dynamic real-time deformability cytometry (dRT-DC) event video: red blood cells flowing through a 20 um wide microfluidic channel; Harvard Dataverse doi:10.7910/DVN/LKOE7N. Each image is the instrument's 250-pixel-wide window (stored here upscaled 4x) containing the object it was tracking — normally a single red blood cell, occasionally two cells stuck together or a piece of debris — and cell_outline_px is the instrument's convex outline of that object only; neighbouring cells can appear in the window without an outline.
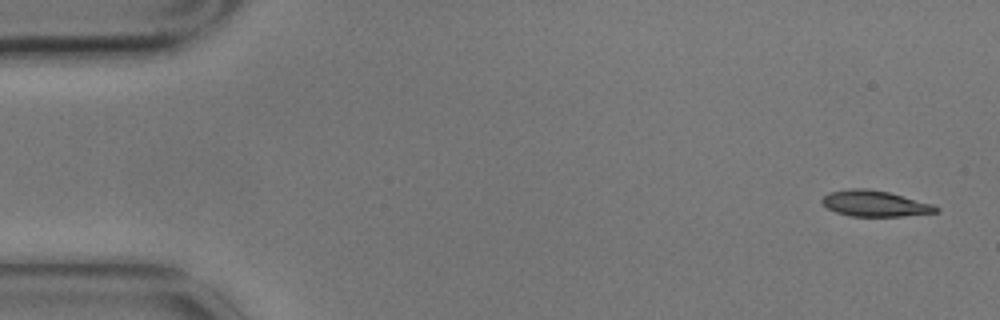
{"species": "common noctule bat (a hibernating species)", "species_latin": "Nyctalus noctula", "temperature_condition": "cold", "stored_images_in_passage": 4, "camera_frame_rate_fps": 3000, "um_per_image_px": 0.085, "animal": {"sex": "male", "body_mass_g": 17.9}, "frame": {"image": 1, "passage_image": 1, "time_ms": 0.0, "image_size_px": [1000, 320], "cell_outline_px": [[940, 212], [904, 216], [852, 216], [836, 212], [828, 208], [820, 200], [828, 192], [848, 188], [868, 188], [888, 192], [932, 204], [940, 208]], "centroid_in_image_um": [74.36, 17.29], "position_along_channel_um": 10.6, "area_um2": 17.22}}
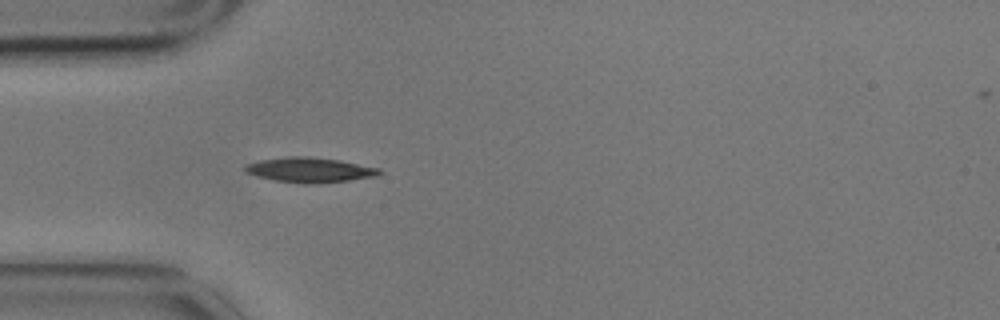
{"frame": {"image": 2, "passage_image": 4, "time_ms": 1.0, "image_size_px": [1000, 320], "cell_outline_px": [[384, 172], [380, 176], [316, 184], [300, 184], [276, 180], [256, 176], [244, 172], [244, 164], [260, 160], [288, 156], [308, 156], [340, 160], [380, 168]], "centroid_in_image_um": [26.34, 14.44], "position_along_channel_um": 58.7, "area_um2": 19.83}}